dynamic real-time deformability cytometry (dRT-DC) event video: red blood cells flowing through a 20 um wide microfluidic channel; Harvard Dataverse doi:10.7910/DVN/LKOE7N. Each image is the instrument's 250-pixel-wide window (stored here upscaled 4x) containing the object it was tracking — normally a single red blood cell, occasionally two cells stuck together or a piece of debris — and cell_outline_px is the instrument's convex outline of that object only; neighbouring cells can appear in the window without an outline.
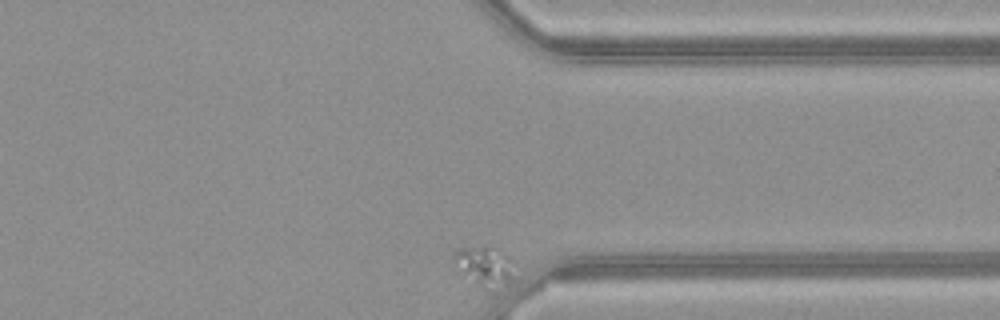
{"species": "common noctule bat (a hibernating species)", "species_latin": "Nyctalus noctula", "temperature_condition": "warm", "stored_images_in_passage": 43, "camera_frame_rate_fps": 3000, "um_per_image_px": 0.085, "animal": {"sex": "female", "body_mass_g": 21.9}, "frame": {"image": 1, "passage_image": 43, "time_ms": 14.0, "image_size_px": [1000, 320], "cell_outline_px": [[512, 260], [508, 284], [480, 284], [452, 268], [452, 256], [460, 248], [484, 244], [488, 244], [508, 256]], "centroid_in_image_um": [41.05, 22.47], "position_along_channel_um": 370.3, "area_um2": 13.29}}